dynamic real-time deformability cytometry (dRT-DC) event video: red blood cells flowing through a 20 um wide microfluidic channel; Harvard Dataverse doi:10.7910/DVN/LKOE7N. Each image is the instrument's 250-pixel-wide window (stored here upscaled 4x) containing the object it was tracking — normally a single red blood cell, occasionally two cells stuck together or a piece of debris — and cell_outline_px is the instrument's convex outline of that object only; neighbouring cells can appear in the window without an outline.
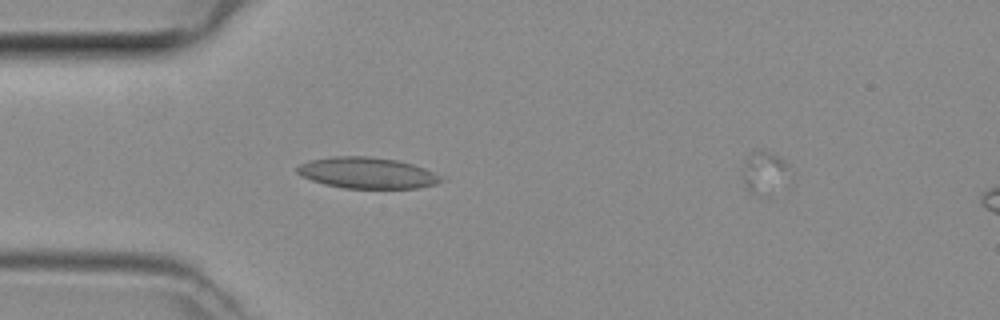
{"species": "common noctule bat (a hibernating species)", "species_latin": "Nyctalus noctula", "temperature_condition": "room temperature", "stored_images_in_passage": 44, "camera_frame_rate_fps": 3000, "um_per_image_px": 0.085, "animal": {"sex": "female", "body_mass_g": 29.2, "forearm_length_mm": 56.3}, "frame": {"image": 1, "passage_image": 13, "time_ms": 4.0, "image_size_px": [1000, 320], "cell_outline_px": [[440, 180], [436, 184], [416, 188], [344, 188], [324, 184], [312, 180], [296, 172], [296, 168], [300, 164], [308, 160], [332, 156], [368, 156], [396, 160], [412, 164], [424, 168], [440, 176]], "centroid_in_image_um": [31.15, 14.69], "position_along_channel_um": 53.8, "area_um2": 25.84}}
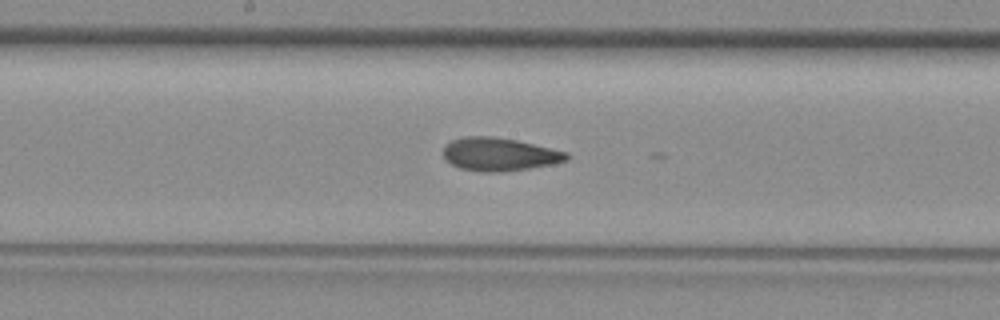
{"frame": {"image": 2, "passage_image": 24, "time_ms": 7.667, "image_size_px": [1000, 320], "cell_outline_px": [[572, 156], [568, 160], [552, 164], [528, 168], [500, 172], [480, 172], [460, 168], [452, 164], [444, 156], [444, 148], [452, 140], [464, 136], [492, 136], [516, 140], [568, 152]], "centroid_in_image_um": [42.48, 13.11], "position_along_channel_um": 205.7, "area_um2": 23.7}}
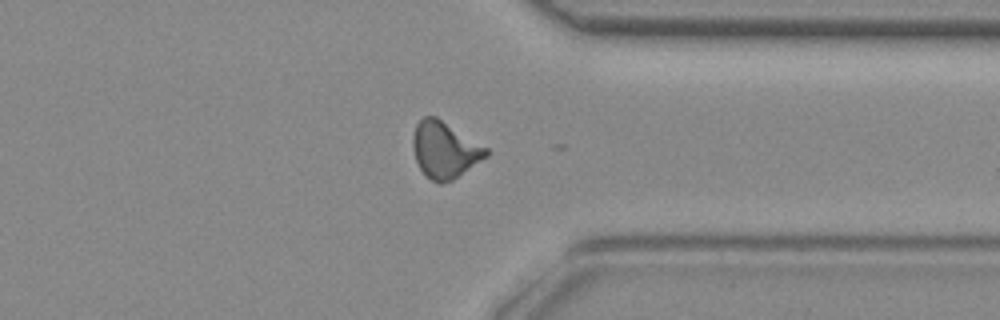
{"frame": {"image": 3, "passage_image": 36, "time_ms": 11.667, "image_size_px": [1000, 320], "cell_outline_px": [[488, 156], [452, 180], [440, 184], [432, 180], [420, 168], [416, 160], [412, 144], [412, 136], [416, 124], [424, 116], [436, 116], [488, 148]], "centroid_in_image_um": [37.79, 12.72], "position_along_channel_um": 373.6, "area_um2": 23.87}}